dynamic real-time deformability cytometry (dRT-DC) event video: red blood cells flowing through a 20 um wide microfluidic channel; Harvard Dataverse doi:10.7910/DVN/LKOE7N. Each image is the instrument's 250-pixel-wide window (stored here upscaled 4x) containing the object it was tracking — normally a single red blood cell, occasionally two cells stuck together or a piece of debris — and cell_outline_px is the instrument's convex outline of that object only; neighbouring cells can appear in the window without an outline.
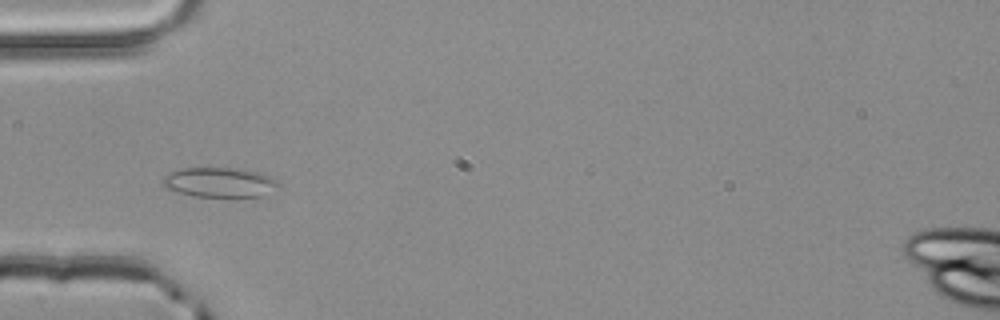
{"species": "common noctule bat (a hibernating species)", "species_latin": "Nyctalus noctula", "temperature_condition": "room temperature", "stored_images_in_passage": 3, "camera_frame_rate_fps": 3000, "um_per_image_px": 0.085, "animal": {"sex": "male", "body_mass_g": 20.4}, "frame": {"image": 1, "passage_image": 3, "time_ms": 0.667, "image_size_px": [1000, 320], "cell_outline_px": [[280, 184], [264, 196], [192, 196], [176, 192], [164, 188], [164, 176], [172, 172], [184, 168], [228, 168], [256, 172], [268, 176], [276, 180]], "centroid_in_image_um": [18.63, 15.51], "position_along_channel_um": 66.4, "area_um2": 19.59}}